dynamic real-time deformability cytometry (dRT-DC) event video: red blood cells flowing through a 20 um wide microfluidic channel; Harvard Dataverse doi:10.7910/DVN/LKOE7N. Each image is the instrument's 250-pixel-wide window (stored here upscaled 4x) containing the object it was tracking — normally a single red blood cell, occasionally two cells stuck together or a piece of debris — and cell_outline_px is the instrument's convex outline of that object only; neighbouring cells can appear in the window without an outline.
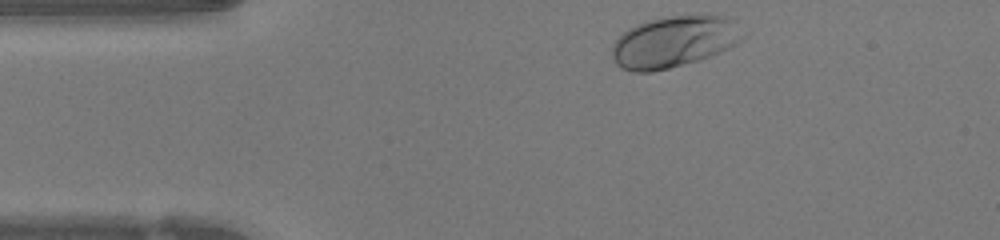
{"species": "human", "species_latin": "Homo sapiens", "temperature_condition": "warm", "stored_images_in_passage": 32, "camera_frame_rate_fps": 3000, "um_per_image_px": 0.085, "donor": {"sex": "female"}, "frame": {"image": 1, "passage_image": 1, "time_ms": 0.0, "image_size_px": [1000, 240], "cell_outline_px": [[748, 36], [736, 44], [728, 48], [708, 56], [696, 60], [668, 68], [652, 72], [632, 72], [620, 68], [616, 64], [612, 56], [612, 48], [616, 40], [628, 28], [636, 24], [648, 20], [668, 16], [704, 12], [708, 12], [724, 16], [748, 32]], "centroid_in_image_um": [57.34, 3.5], "position_along_channel_um": 27.7, "area_um2": 39.82}}
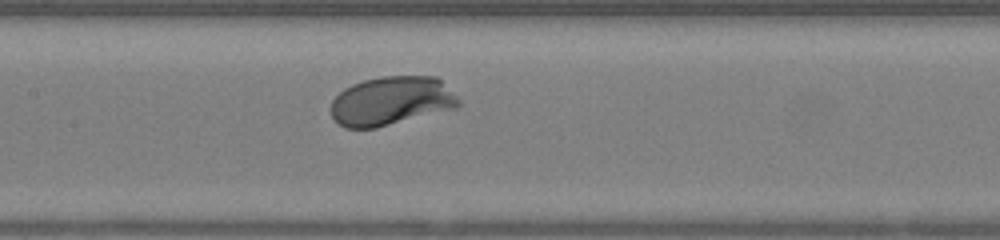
{"frame": {"image": 2, "passage_image": 15, "time_ms": 4.667, "image_size_px": [1000, 240], "cell_outline_px": [[460, 104], [456, 108], [376, 128], [344, 128], [332, 116], [332, 100], [344, 88], [352, 84], [364, 80], [380, 76], [436, 76], [460, 100]], "centroid_in_image_um": [33.26, 8.58], "position_along_channel_um": 174.1, "area_um2": 36.18}}
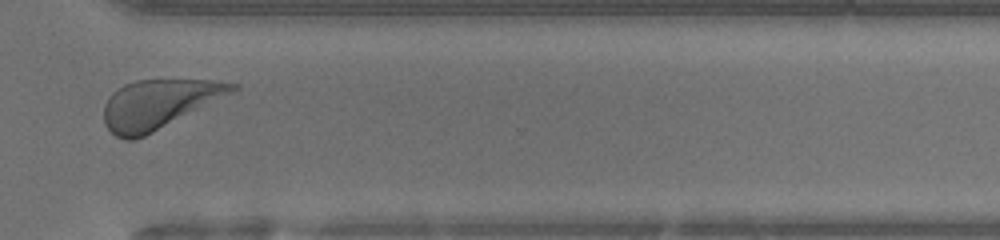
{"frame": {"image": 3, "passage_image": 28, "time_ms": 9.0, "image_size_px": [1000, 240], "cell_outline_px": [[240, 88], [236, 92], [136, 140], [124, 140], [116, 136], [104, 124], [104, 104], [108, 96], [112, 92], [124, 84], [136, 80], [212, 80], [240, 84]], "centroid_in_image_um": [13.51, 8.85], "position_along_channel_um": 357.1, "area_um2": 36.93}, "authors_computed_cell_mechanics": {"area_um2": 36.1539, "velocity_mm_per_s": 4.2179, "shape_relaxation_time_tau1_ms": 1.0632, "shape_relaxation_time_tau2_ms": null, "deformation_change_tau1": 0.1157, "deformation_change_tau2": null}}